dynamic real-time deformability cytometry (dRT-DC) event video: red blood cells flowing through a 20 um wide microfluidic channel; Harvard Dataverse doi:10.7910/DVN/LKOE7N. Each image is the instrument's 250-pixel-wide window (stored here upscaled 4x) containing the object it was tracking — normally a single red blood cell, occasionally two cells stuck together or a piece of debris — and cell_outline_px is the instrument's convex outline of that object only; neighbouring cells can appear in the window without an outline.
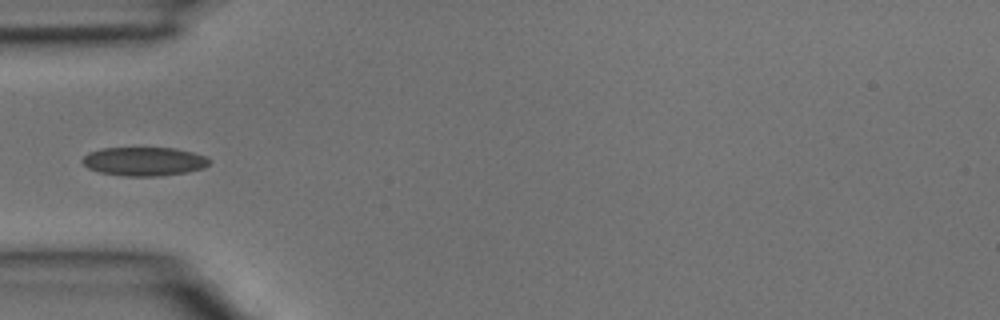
{"species": "common noctule bat (a hibernating species)", "species_latin": "Nyctalus noctula", "temperature_condition": "room temperature", "stored_images_in_passage": 5, "camera_frame_rate_fps": 3000, "um_per_image_px": 0.085, "animal": {"sex": "male", "body_mass_g": 15.6}, "frame": {"image": 1, "passage_image": 5, "time_ms": 1.333, "image_size_px": [1000, 320], "cell_outline_px": [[212, 160], [204, 168], [188, 172], [160, 176], [124, 176], [100, 172], [88, 168], [80, 160], [88, 152], [100, 148], [176, 148], [208, 156]], "centroid_in_image_um": [12.27, 13.72], "position_along_channel_um": 72.7, "area_um2": 21.5}}